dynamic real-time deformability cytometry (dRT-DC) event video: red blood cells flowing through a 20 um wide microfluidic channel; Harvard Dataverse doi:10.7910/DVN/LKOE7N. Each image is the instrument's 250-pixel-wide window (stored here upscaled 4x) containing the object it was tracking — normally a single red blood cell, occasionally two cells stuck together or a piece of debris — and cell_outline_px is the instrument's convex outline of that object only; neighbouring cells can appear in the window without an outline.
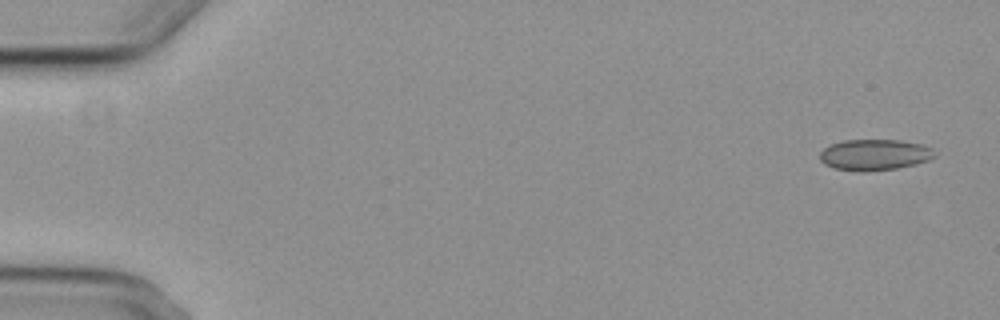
{"species": "common noctule bat (a hibernating species)", "species_latin": "Nyctalus noctula", "temperature_condition": "cold", "stored_images_in_passage": 6, "camera_frame_rate_fps": 3000, "um_per_image_px": 0.085, "animal": {"sex": "female", "body_mass_g": 29.2, "forearm_length_mm": 56.3}, "frame": {"image": 1, "passage_image": 1, "time_ms": 0.0, "image_size_px": [1000, 320], "cell_outline_px": [[936, 156], [928, 160], [916, 164], [896, 168], [836, 168], [824, 164], [820, 160], [820, 152], [824, 148], [832, 144], [844, 140], [900, 140], [924, 144], [932, 148], [936, 152]], "centroid_in_image_um": [74.41, 13.09], "position_along_channel_um": 10.6, "area_um2": 19.94}}
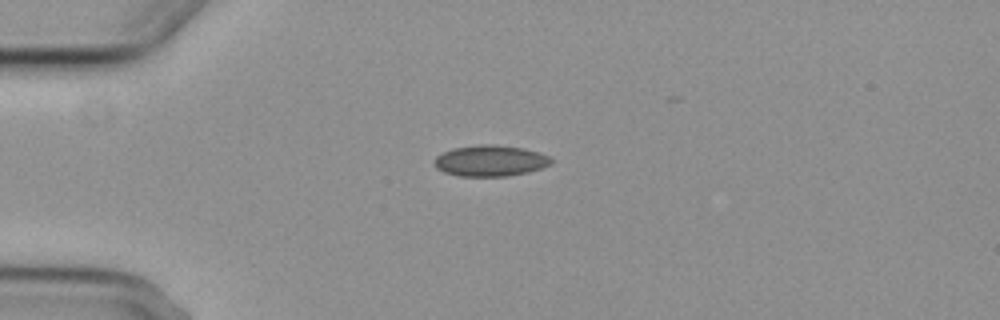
{"frame": {"image": 2, "passage_image": 4, "time_ms": 4.0, "image_size_px": [1000, 320], "cell_outline_px": [[552, 164], [528, 172], [508, 176], [460, 176], [444, 172], [436, 168], [432, 164], [436, 156], [452, 148], [480, 144], [496, 144], [524, 148], [540, 152], [548, 156], [552, 160]], "centroid_in_image_um": [41.66, 13.65], "position_along_channel_um": 43.3, "area_um2": 21.33}}